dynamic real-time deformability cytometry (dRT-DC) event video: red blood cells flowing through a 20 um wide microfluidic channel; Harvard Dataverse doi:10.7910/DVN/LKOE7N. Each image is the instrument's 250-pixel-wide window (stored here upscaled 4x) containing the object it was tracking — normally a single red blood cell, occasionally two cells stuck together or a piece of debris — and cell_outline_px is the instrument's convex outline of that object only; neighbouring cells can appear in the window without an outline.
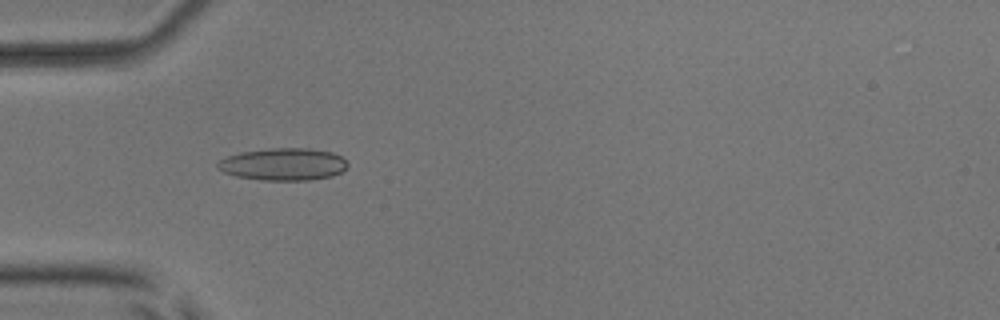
{"species": "common noctule bat (a hibernating species)", "species_latin": "Nyctalus noctula", "temperature_condition": "room temperature", "stored_images_in_passage": 4, "camera_frame_rate_fps": 3000, "um_per_image_px": 0.085, "animal": {"sex": "male", "body_mass_g": 17.9, "forearm_length_mm": 54.2}, "frame": {"image": 1, "passage_image": 1, "time_ms": 0.0, "image_size_px": [1000, 320], "cell_outline_px": [[348, 164], [340, 172], [332, 176], [308, 180], [260, 180], [236, 176], [224, 172], [216, 168], [216, 164], [220, 160], [228, 156], [240, 152], [268, 148], [308, 148], [332, 152], [340, 156]], "centroid_in_image_um": [24.04, 13.96], "position_along_channel_um": 61.0, "area_um2": 24.39}}